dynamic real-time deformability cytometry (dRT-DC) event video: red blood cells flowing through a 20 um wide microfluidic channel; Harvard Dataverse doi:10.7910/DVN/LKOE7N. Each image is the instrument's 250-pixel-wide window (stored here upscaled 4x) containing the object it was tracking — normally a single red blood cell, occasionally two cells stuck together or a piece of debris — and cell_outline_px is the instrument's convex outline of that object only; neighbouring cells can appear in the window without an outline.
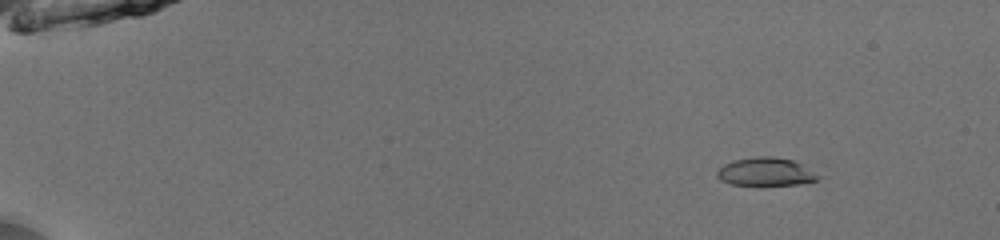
{"species": "common noctule bat (a hibernating species)", "species_latin": "Nyctalus noctula", "temperature_condition": "room temperature", "stored_images_in_passage": 52, "camera_frame_rate_fps": 3000, "um_per_image_px": 0.085, "animal": {"sex": "male", "body_mass_g": 13.0, "forearm_length_mm": 53.1}, "frame": {"image": 1, "passage_image": 6, "time_ms": 1.667, "image_size_px": [1000, 240], "cell_outline_px": [[820, 176], [816, 180], [796, 184], [732, 184], [720, 180], [716, 176], [716, 172], [724, 164], [732, 160], [756, 156], [776, 156], [792, 160], [800, 164]], "centroid_in_image_um": [65.02, 14.58], "position_along_channel_um": 20.0, "area_um2": 16.24}}
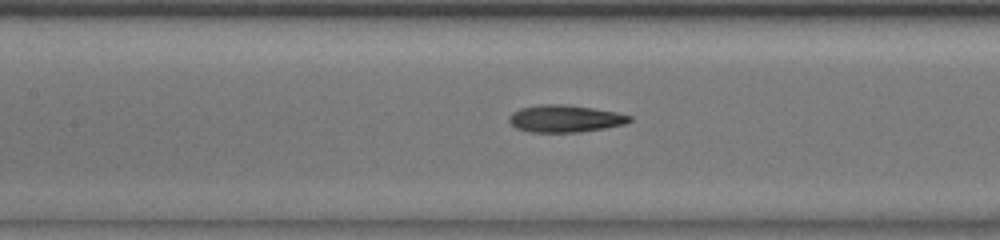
{"frame": {"image": 2, "passage_image": 26, "time_ms": 8.333, "image_size_px": [1000, 240], "cell_outline_px": [[632, 120], [624, 124], [604, 128], [580, 132], [532, 132], [516, 128], [508, 120], [508, 116], [512, 112], [520, 108], [540, 104], [564, 104], [592, 108], [616, 112], [632, 116]], "centroid_in_image_um": [48.01, 10.08], "position_along_channel_um": 159.4, "area_um2": 19.07}}
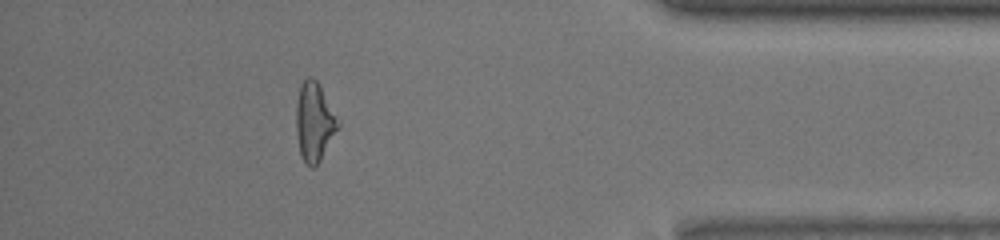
{"frame": {"image": 3, "passage_image": 47, "time_ms": 15.333, "image_size_px": [1000, 240], "cell_outline_px": [[340, 128], [320, 160], [312, 168], [300, 156], [296, 132], [296, 104], [300, 84], [308, 76], [312, 76], [320, 84], [340, 120]], "centroid_in_image_um": [26.74, 10.32], "position_along_channel_um": 408.5, "area_um2": 19.59}, "authors_computed_cell_mechanics": {"area_um2": 18.3804, "velocity_mm_per_s": 3.9738, "shape_relaxation_time_tau1_ms": 6.734, "shape_relaxation_time_tau2_ms": 2.7273, "deformation_change_tau1": 0.208, "deformation_change_tau2": 0.0809}}